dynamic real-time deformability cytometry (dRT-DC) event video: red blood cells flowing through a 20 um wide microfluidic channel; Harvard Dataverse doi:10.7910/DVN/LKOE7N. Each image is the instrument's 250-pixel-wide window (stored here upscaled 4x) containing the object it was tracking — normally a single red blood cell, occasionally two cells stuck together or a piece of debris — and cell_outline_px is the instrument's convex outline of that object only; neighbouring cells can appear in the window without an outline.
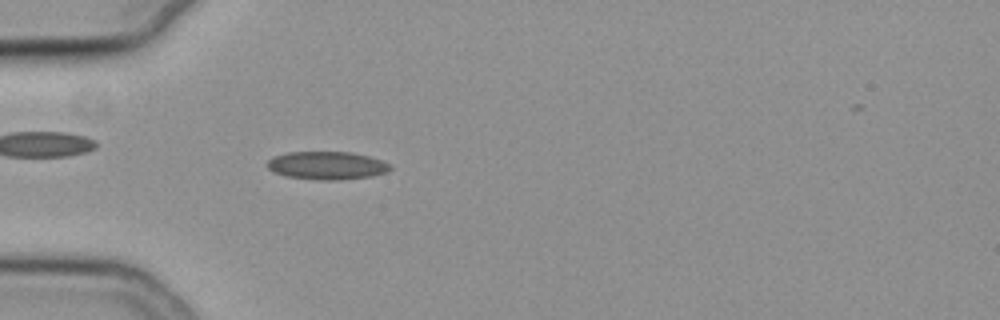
{"species": "common noctule bat (a hibernating species)", "species_latin": "Nyctalus noctula", "temperature_condition": "cold", "stored_images_in_passage": 8, "camera_frame_rate_fps": 3000, "um_per_image_px": 0.085, "animal": {"sex": "female", "body_mass_g": 19.3, "forearm_length_mm": 54.1}, "frame": {"image": 1, "passage_image": 4, "time_ms": 1.0, "image_size_px": [1000, 320], "cell_outline_px": [[392, 168], [388, 172], [372, 176], [340, 180], [316, 180], [284, 176], [272, 172], [268, 168], [268, 160], [272, 156], [288, 152], [352, 152], [368, 156], [392, 164]], "centroid_in_image_um": [27.79, 14.07], "position_along_channel_um": 57.2, "area_um2": 20.35}}